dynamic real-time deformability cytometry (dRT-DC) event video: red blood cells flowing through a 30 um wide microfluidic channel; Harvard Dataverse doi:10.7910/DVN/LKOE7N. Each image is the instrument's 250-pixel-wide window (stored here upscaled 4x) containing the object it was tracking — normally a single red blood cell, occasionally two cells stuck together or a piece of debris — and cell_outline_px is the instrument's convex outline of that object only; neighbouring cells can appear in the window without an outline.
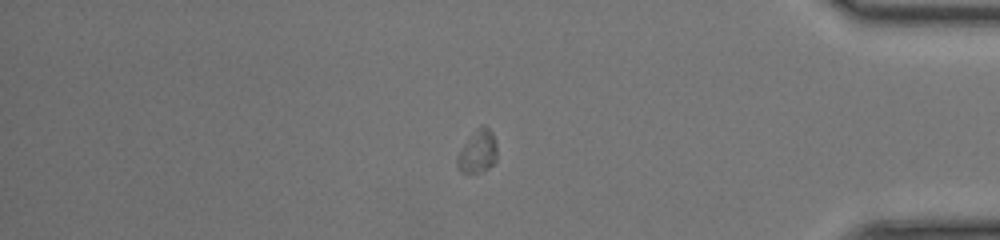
{"species": "common noctule bat (a hibernating species)", "species_latin": "Nyctalus noctula", "temperature_condition": "room temperature", "stored_images_in_passage": 48, "camera_frame_rate_fps": 3000, "um_per_image_px": 0.085, "animal": {"sex": "female", "body_mass_g": 17.0, "forearm_length_mm": 48.0}, "frame": {"image": 1, "passage_image": 41, "time_ms": 13.333, "image_size_px": [1000, 240], "cell_outline_px": [[496, 160], [488, 168], [480, 172], [460, 172], [456, 168], [456, 156], [476, 128], [480, 124], [484, 124], [492, 132], [496, 140]], "centroid_in_image_um": [40.59, 12.87], "position_along_channel_um": 394.6, "area_um2": 10.0}}